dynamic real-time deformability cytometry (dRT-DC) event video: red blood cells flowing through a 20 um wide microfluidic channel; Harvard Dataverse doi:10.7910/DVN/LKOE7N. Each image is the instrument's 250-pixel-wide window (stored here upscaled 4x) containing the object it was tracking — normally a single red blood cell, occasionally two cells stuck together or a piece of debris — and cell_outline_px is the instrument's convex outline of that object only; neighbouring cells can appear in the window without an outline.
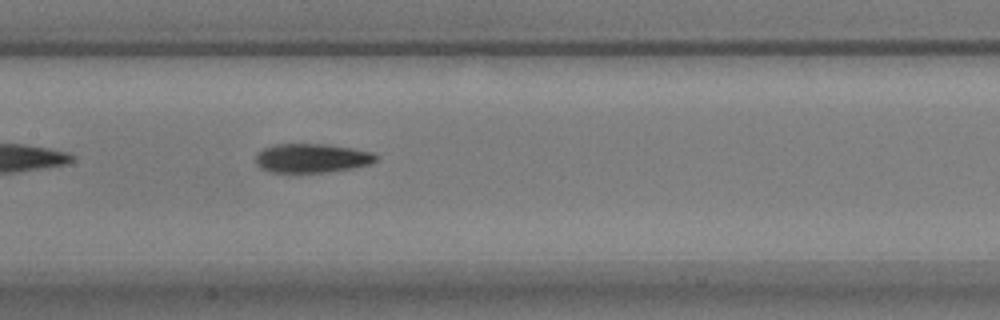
{"species": "common noctule bat (a hibernating species)", "species_latin": "Nyctalus noctula", "temperature_condition": "warm", "stored_images_in_passage": 36, "camera_frame_rate_fps": 3000, "um_per_image_px": 0.085, "animal": {"sex": "male", "body_mass_g": 17.9}, "frame": {"image": 1, "passage_image": 11, "time_ms": 3.333, "image_size_px": [1000, 320], "cell_outline_px": [[376, 160], [368, 164], [352, 168], [328, 172], [268, 172], [260, 168], [256, 164], [256, 152], [264, 148], [276, 144], [324, 144], [352, 148], [372, 152], [376, 156]], "centroid_in_image_um": [26.45, 13.44], "position_along_channel_um": 180.9, "area_um2": 20.29}, "authors_computed_cell_mechanics": {"area_um2": 20.3167, "velocity_mm_per_s": 3.7842, "shape_relaxation_time_tau1_ms": 4.7372, "shape_relaxation_time_tau2_ms": 3.9511, "deformation_change_tau1": 0.1886, "deformation_change_tau2": 0.1324}}